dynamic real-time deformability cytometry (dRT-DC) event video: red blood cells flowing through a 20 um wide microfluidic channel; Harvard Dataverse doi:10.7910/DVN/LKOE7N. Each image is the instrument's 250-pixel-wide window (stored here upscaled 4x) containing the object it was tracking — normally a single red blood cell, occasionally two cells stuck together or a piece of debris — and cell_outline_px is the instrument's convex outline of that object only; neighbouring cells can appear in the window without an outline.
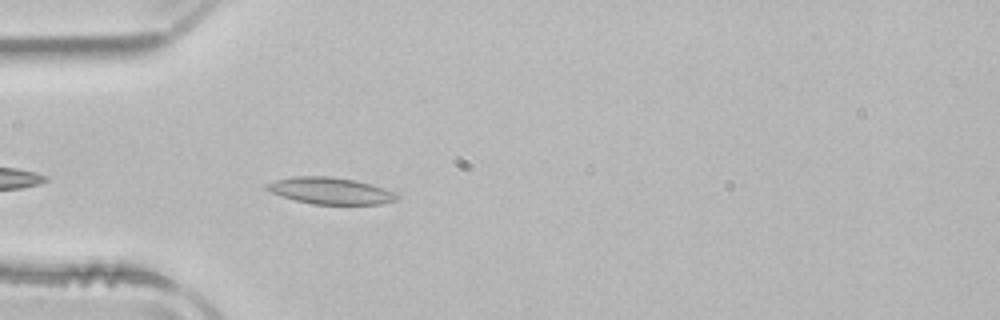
{"species": "common noctule bat (a hibernating species)", "species_latin": "Nyctalus noctula", "temperature_condition": "room temperature", "stored_images_in_passage": 8, "camera_frame_rate_fps": 3000, "um_per_image_px": 0.085, "animal": {"sex": "male", "body_mass_g": 21.5, "forearm_length_mm": 52.0}, "frame": {"image": 1, "passage_image": 4, "time_ms": 1.0, "image_size_px": [1000, 320], "cell_outline_px": [[400, 196], [396, 200], [384, 204], [312, 204], [280, 196], [268, 192], [264, 188], [264, 184], [276, 180], [296, 176], [332, 176], [356, 180], [372, 184], [384, 188]], "centroid_in_image_um": [28.05, 16.21], "position_along_channel_um": 56.9, "area_um2": 20.4}}